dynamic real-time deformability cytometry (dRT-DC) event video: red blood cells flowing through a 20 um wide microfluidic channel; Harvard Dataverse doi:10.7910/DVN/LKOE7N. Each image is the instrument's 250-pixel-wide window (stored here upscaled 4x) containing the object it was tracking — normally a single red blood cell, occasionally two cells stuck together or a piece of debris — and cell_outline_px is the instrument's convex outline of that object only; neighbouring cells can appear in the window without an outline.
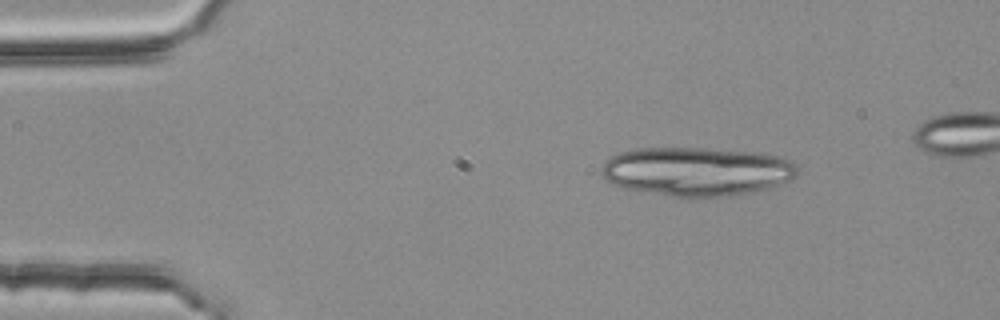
{"species": "common noctule bat (a hibernating species)", "species_latin": "Nyctalus noctula", "temperature_condition": "room temperature", "stored_images_in_passage": 2, "camera_frame_rate_fps": 3000, "um_per_image_px": 0.085, "animal": {"sex": "female", "body_mass_g": 25.1}, "frame": {"image": 1, "passage_image": 2, "time_ms": 0.333, "image_size_px": [1000, 320], "cell_outline_px": [[796, 176], [788, 180], [768, 188], [728, 196], [672, 196], [644, 192], [620, 188], [604, 180], [600, 172], [600, 168], [612, 156], [620, 152], [636, 148], [708, 148], [756, 152], [784, 156], [796, 164]], "centroid_in_image_um": [59.18, 14.56], "position_along_channel_um": 25.8, "area_um2": 55.89}}